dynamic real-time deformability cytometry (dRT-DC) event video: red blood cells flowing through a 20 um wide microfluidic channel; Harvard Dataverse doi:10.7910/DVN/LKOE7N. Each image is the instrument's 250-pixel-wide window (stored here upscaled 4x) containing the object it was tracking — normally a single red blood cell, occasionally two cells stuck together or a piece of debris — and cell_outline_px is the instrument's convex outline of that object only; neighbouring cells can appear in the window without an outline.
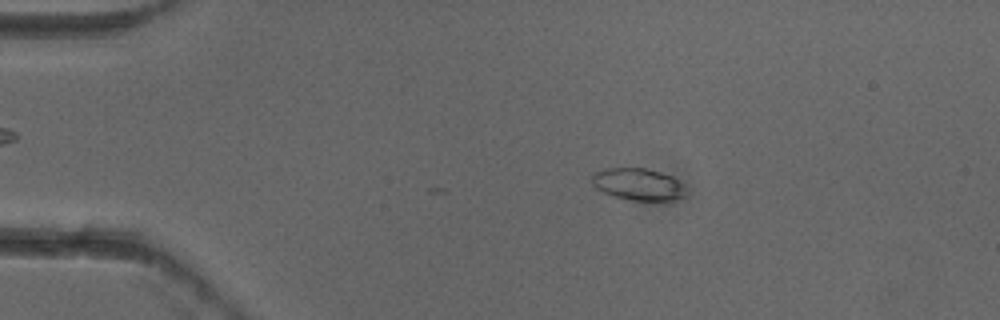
{"species": "common noctule bat (a hibernating species)", "species_latin": "Nyctalus noctula", "temperature_condition": "cold", "stored_images_in_passage": 6, "camera_frame_rate_fps": 3000, "um_per_image_px": 0.085, "animal": {"sex": "female"}, "frame": {"image": 1, "passage_image": 2, "time_ms": 0.333, "image_size_px": [1000, 320], "cell_outline_px": [[688, 196], [672, 200], [632, 200], [612, 196], [596, 188], [592, 184], [592, 176], [596, 172], [604, 168], [648, 168], [672, 176], [684, 184]], "centroid_in_image_um": [54.28, 15.66], "position_along_channel_um": 30.7, "area_um2": 17.69}}
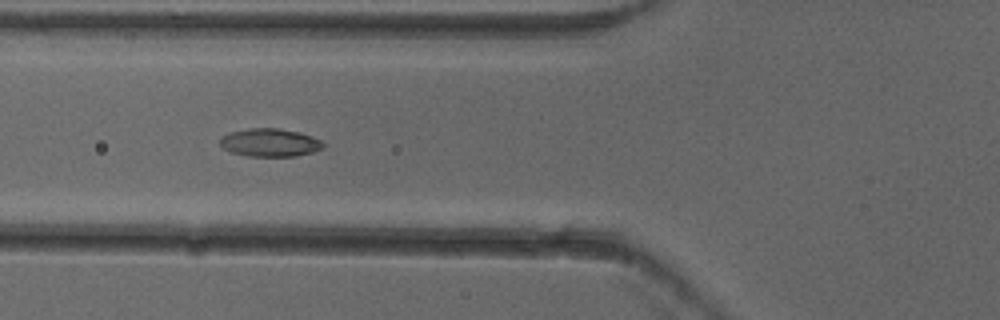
{"frame": {"image": 2, "passage_image": 5, "time_ms": 1.333, "image_size_px": [1000, 320], "cell_outline_px": [[324, 148], [312, 152], [296, 156], [248, 156], [232, 152], [224, 148], [220, 144], [220, 136], [228, 132], [248, 128], [276, 128], [300, 132], [320, 140], [324, 144]], "centroid_in_image_um": [22.92, 12.11], "position_along_channel_um": 102.9, "area_um2": 16.88}}
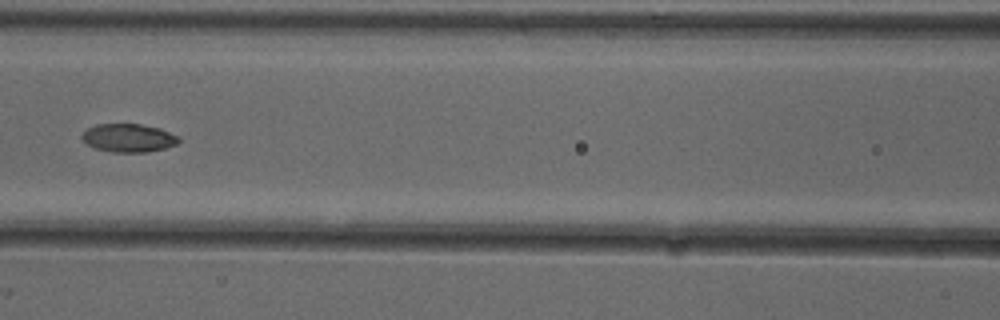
{"frame": {"image": 3, "passage_image": 6, "time_ms": 1.667, "image_size_px": [1000, 320], "cell_outline_px": [[180, 140], [176, 144], [164, 148], [148, 152], [112, 152], [96, 148], [88, 144], [80, 136], [88, 128], [96, 124], [140, 124], [160, 128], [176, 136]], "centroid_in_image_um": [10.91, 11.72], "position_along_channel_um": 155.7, "area_um2": 15.72}}